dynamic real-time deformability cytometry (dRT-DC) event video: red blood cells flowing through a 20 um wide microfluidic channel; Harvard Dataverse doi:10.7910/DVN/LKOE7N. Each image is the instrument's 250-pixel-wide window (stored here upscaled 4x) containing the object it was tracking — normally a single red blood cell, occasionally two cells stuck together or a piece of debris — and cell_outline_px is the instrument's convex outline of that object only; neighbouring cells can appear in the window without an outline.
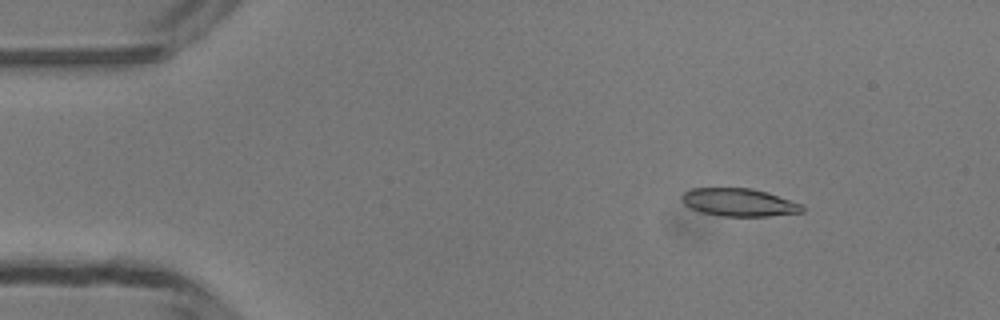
{"species": "common noctule bat (a hibernating species)", "species_latin": "Nyctalus noctula", "temperature_condition": "room temperature", "stored_images_in_passage": 49, "camera_frame_rate_fps": 3000, "um_per_image_px": 0.085, "animal": {"sex": "male", "body_mass_g": 13.3}, "frame": {"image": 1, "passage_image": 7, "time_ms": 2.0, "image_size_px": [1000, 320], "cell_outline_px": [[804, 212], [768, 216], [720, 216], [700, 212], [684, 204], [680, 200], [680, 196], [684, 192], [692, 188], [752, 188], [768, 192], [804, 204]], "centroid_in_image_um": [62.83, 17.2], "position_along_channel_um": 22.2, "area_um2": 19.83}}
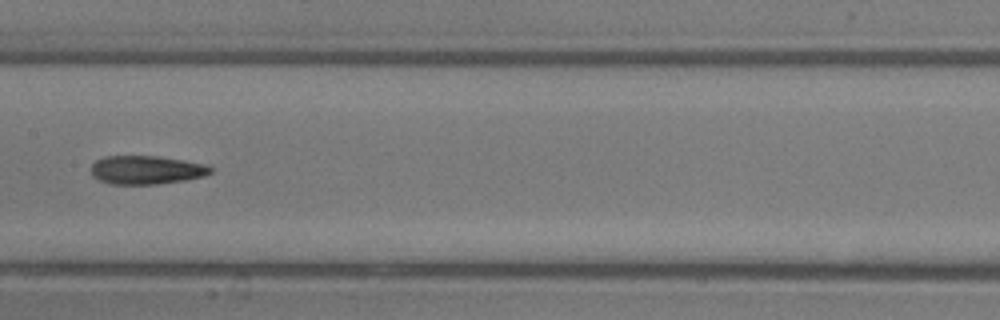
{"frame": {"image": 2, "passage_image": 25, "time_ms": 8.0, "image_size_px": [1000, 320], "cell_outline_px": [[212, 172], [204, 176], [184, 180], [156, 184], [112, 184], [100, 180], [92, 176], [92, 164], [96, 160], [104, 156], [160, 156], [208, 164], [212, 168]], "centroid_in_image_um": [12.46, 14.43], "position_along_channel_um": 194.9, "area_um2": 19.94}}
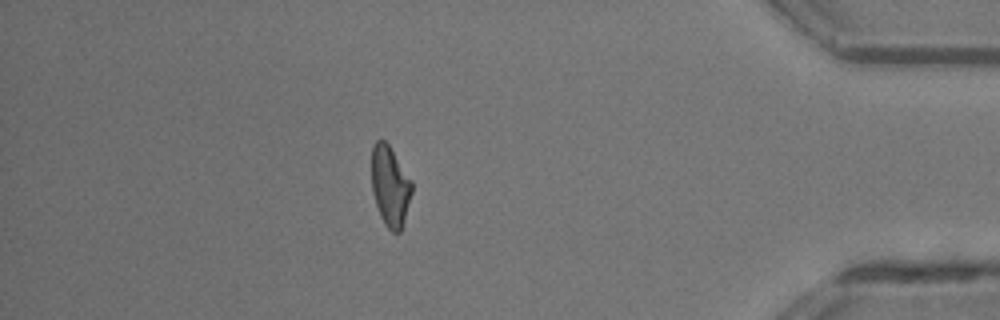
{"frame": {"image": 3, "passage_image": 43, "time_ms": 14.0, "image_size_px": [1000, 320], "cell_outline_px": [[412, 192], [404, 220], [400, 232], [392, 232], [384, 224], [380, 216], [372, 192], [372, 148], [376, 140], [384, 140], [388, 144], [412, 180]], "centroid_in_image_um": [33.16, 15.82], "position_along_channel_um": 402.0, "area_um2": 18.73}, "authors_computed_cell_mechanics": {"area_um2": 19.8254, "velocity_mm_per_s": 4.1945, "shape_relaxation_time_tau1_ms": 9.0737, "shape_relaxation_time_tau2_ms": 2.9714, "deformation_change_tau1": 0.2577, "deformation_change_tau2": 0.1239}}